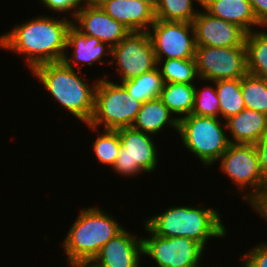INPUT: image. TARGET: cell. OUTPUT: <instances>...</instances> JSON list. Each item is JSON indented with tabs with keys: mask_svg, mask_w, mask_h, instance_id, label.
<instances>
[{
	"mask_svg": "<svg viewBox=\"0 0 267 267\" xmlns=\"http://www.w3.org/2000/svg\"><path fill=\"white\" fill-rule=\"evenodd\" d=\"M58 18L39 15L13 26L0 36V48L24 56L30 71L45 63L62 61L72 19L66 15Z\"/></svg>",
	"mask_w": 267,
	"mask_h": 267,
	"instance_id": "cell-1",
	"label": "cell"
},
{
	"mask_svg": "<svg viewBox=\"0 0 267 267\" xmlns=\"http://www.w3.org/2000/svg\"><path fill=\"white\" fill-rule=\"evenodd\" d=\"M32 75L42 84L43 88L60 103L69 114L86 125L94 112L95 89L98 83L93 79L92 85L85 82L79 71L69 67L63 61L45 63L35 67Z\"/></svg>",
	"mask_w": 267,
	"mask_h": 267,
	"instance_id": "cell-2",
	"label": "cell"
},
{
	"mask_svg": "<svg viewBox=\"0 0 267 267\" xmlns=\"http://www.w3.org/2000/svg\"><path fill=\"white\" fill-rule=\"evenodd\" d=\"M216 208L199 206H172L165 212L145 219L144 224L157 236L173 238L186 237L206 249L210 238H224L226 226Z\"/></svg>",
	"mask_w": 267,
	"mask_h": 267,
	"instance_id": "cell-3",
	"label": "cell"
},
{
	"mask_svg": "<svg viewBox=\"0 0 267 267\" xmlns=\"http://www.w3.org/2000/svg\"><path fill=\"white\" fill-rule=\"evenodd\" d=\"M79 211L66 237L64 236L63 254L66 255L67 262L91 263L100 249L124 227L99 206Z\"/></svg>",
	"mask_w": 267,
	"mask_h": 267,
	"instance_id": "cell-4",
	"label": "cell"
},
{
	"mask_svg": "<svg viewBox=\"0 0 267 267\" xmlns=\"http://www.w3.org/2000/svg\"><path fill=\"white\" fill-rule=\"evenodd\" d=\"M108 76L100 77L95 89L94 112L87 124L93 132L101 125L104 130L132 127L142 105L121 83L107 80Z\"/></svg>",
	"mask_w": 267,
	"mask_h": 267,
	"instance_id": "cell-5",
	"label": "cell"
},
{
	"mask_svg": "<svg viewBox=\"0 0 267 267\" xmlns=\"http://www.w3.org/2000/svg\"><path fill=\"white\" fill-rule=\"evenodd\" d=\"M226 132V124L219 117L190 114L179 120L183 147L197 156L204 167L214 164L227 150L230 142Z\"/></svg>",
	"mask_w": 267,
	"mask_h": 267,
	"instance_id": "cell-6",
	"label": "cell"
},
{
	"mask_svg": "<svg viewBox=\"0 0 267 267\" xmlns=\"http://www.w3.org/2000/svg\"><path fill=\"white\" fill-rule=\"evenodd\" d=\"M220 162V170L226 174L237 189L239 196L249 206L261 195L267 186L264 179L259 159L254 144H229L227 150L217 160ZM248 187V188H247ZM250 190L249 192L244 191ZM241 191V193H240Z\"/></svg>",
	"mask_w": 267,
	"mask_h": 267,
	"instance_id": "cell-7",
	"label": "cell"
},
{
	"mask_svg": "<svg viewBox=\"0 0 267 267\" xmlns=\"http://www.w3.org/2000/svg\"><path fill=\"white\" fill-rule=\"evenodd\" d=\"M117 131L121 140V148L111 170L127 177L155 171L158 165V151L152 139L155 137L133 127H124Z\"/></svg>",
	"mask_w": 267,
	"mask_h": 267,
	"instance_id": "cell-8",
	"label": "cell"
},
{
	"mask_svg": "<svg viewBox=\"0 0 267 267\" xmlns=\"http://www.w3.org/2000/svg\"><path fill=\"white\" fill-rule=\"evenodd\" d=\"M194 58L199 80L238 79L248 73L245 46H196Z\"/></svg>",
	"mask_w": 267,
	"mask_h": 267,
	"instance_id": "cell-9",
	"label": "cell"
},
{
	"mask_svg": "<svg viewBox=\"0 0 267 267\" xmlns=\"http://www.w3.org/2000/svg\"><path fill=\"white\" fill-rule=\"evenodd\" d=\"M149 234L142 237L143 255L149 256L158 267H201L205 248L186 237L166 238L155 235L145 224Z\"/></svg>",
	"mask_w": 267,
	"mask_h": 267,
	"instance_id": "cell-10",
	"label": "cell"
},
{
	"mask_svg": "<svg viewBox=\"0 0 267 267\" xmlns=\"http://www.w3.org/2000/svg\"><path fill=\"white\" fill-rule=\"evenodd\" d=\"M112 61L120 74V81L134 79L157 67V61L148 32H129L111 48Z\"/></svg>",
	"mask_w": 267,
	"mask_h": 267,
	"instance_id": "cell-11",
	"label": "cell"
},
{
	"mask_svg": "<svg viewBox=\"0 0 267 267\" xmlns=\"http://www.w3.org/2000/svg\"><path fill=\"white\" fill-rule=\"evenodd\" d=\"M147 32L157 62L166 59H192L195 57L196 39L192 23L156 19Z\"/></svg>",
	"mask_w": 267,
	"mask_h": 267,
	"instance_id": "cell-12",
	"label": "cell"
},
{
	"mask_svg": "<svg viewBox=\"0 0 267 267\" xmlns=\"http://www.w3.org/2000/svg\"><path fill=\"white\" fill-rule=\"evenodd\" d=\"M196 46H245L247 32L240 26L211 16L205 10L192 21Z\"/></svg>",
	"mask_w": 267,
	"mask_h": 267,
	"instance_id": "cell-13",
	"label": "cell"
},
{
	"mask_svg": "<svg viewBox=\"0 0 267 267\" xmlns=\"http://www.w3.org/2000/svg\"><path fill=\"white\" fill-rule=\"evenodd\" d=\"M72 25L82 34L94 36L110 47L116 46L130 32L112 19L100 5L88 3H83L78 9Z\"/></svg>",
	"mask_w": 267,
	"mask_h": 267,
	"instance_id": "cell-14",
	"label": "cell"
},
{
	"mask_svg": "<svg viewBox=\"0 0 267 267\" xmlns=\"http://www.w3.org/2000/svg\"><path fill=\"white\" fill-rule=\"evenodd\" d=\"M142 237L124 228L110 239L91 262L95 267H141Z\"/></svg>",
	"mask_w": 267,
	"mask_h": 267,
	"instance_id": "cell-15",
	"label": "cell"
},
{
	"mask_svg": "<svg viewBox=\"0 0 267 267\" xmlns=\"http://www.w3.org/2000/svg\"><path fill=\"white\" fill-rule=\"evenodd\" d=\"M73 49L68 57V49ZM111 48L107 43L101 42L94 36L82 34L73 25L68 29L66 51L62 61L69 67L81 71L79 65L93 66L95 63L110 64V61H102L104 56L111 57ZM80 63V64H79Z\"/></svg>",
	"mask_w": 267,
	"mask_h": 267,
	"instance_id": "cell-16",
	"label": "cell"
},
{
	"mask_svg": "<svg viewBox=\"0 0 267 267\" xmlns=\"http://www.w3.org/2000/svg\"><path fill=\"white\" fill-rule=\"evenodd\" d=\"M100 7L130 32H147L156 20L155 11L140 0H106Z\"/></svg>",
	"mask_w": 267,
	"mask_h": 267,
	"instance_id": "cell-17",
	"label": "cell"
},
{
	"mask_svg": "<svg viewBox=\"0 0 267 267\" xmlns=\"http://www.w3.org/2000/svg\"><path fill=\"white\" fill-rule=\"evenodd\" d=\"M225 121L231 144H256L267 131V115L245 108Z\"/></svg>",
	"mask_w": 267,
	"mask_h": 267,
	"instance_id": "cell-18",
	"label": "cell"
},
{
	"mask_svg": "<svg viewBox=\"0 0 267 267\" xmlns=\"http://www.w3.org/2000/svg\"><path fill=\"white\" fill-rule=\"evenodd\" d=\"M211 16L234 23L247 33L263 27L256 19L249 0H202L201 6Z\"/></svg>",
	"mask_w": 267,
	"mask_h": 267,
	"instance_id": "cell-19",
	"label": "cell"
},
{
	"mask_svg": "<svg viewBox=\"0 0 267 267\" xmlns=\"http://www.w3.org/2000/svg\"><path fill=\"white\" fill-rule=\"evenodd\" d=\"M171 115L173 113L159 97L150 99L142 103L132 127L154 136L167 125L178 131L179 120Z\"/></svg>",
	"mask_w": 267,
	"mask_h": 267,
	"instance_id": "cell-20",
	"label": "cell"
},
{
	"mask_svg": "<svg viewBox=\"0 0 267 267\" xmlns=\"http://www.w3.org/2000/svg\"><path fill=\"white\" fill-rule=\"evenodd\" d=\"M194 97L195 84L183 83H164L159 96L178 120L192 113Z\"/></svg>",
	"mask_w": 267,
	"mask_h": 267,
	"instance_id": "cell-21",
	"label": "cell"
},
{
	"mask_svg": "<svg viewBox=\"0 0 267 267\" xmlns=\"http://www.w3.org/2000/svg\"><path fill=\"white\" fill-rule=\"evenodd\" d=\"M248 73L267 79V31H251L245 40Z\"/></svg>",
	"mask_w": 267,
	"mask_h": 267,
	"instance_id": "cell-22",
	"label": "cell"
},
{
	"mask_svg": "<svg viewBox=\"0 0 267 267\" xmlns=\"http://www.w3.org/2000/svg\"><path fill=\"white\" fill-rule=\"evenodd\" d=\"M213 83L219 99L221 119L227 120L246 108L241 93V78L218 80Z\"/></svg>",
	"mask_w": 267,
	"mask_h": 267,
	"instance_id": "cell-23",
	"label": "cell"
},
{
	"mask_svg": "<svg viewBox=\"0 0 267 267\" xmlns=\"http://www.w3.org/2000/svg\"><path fill=\"white\" fill-rule=\"evenodd\" d=\"M121 84L126 88L131 97L144 103L147 100L160 96L164 82L158 67H156L134 79L123 81Z\"/></svg>",
	"mask_w": 267,
	"mask_h": 267,
	"instance_id": "cell-24",
	"label": "cell"
},
{
	"mask_svg": "<svg viewBox=\"0 0 267 267\" xmlns=\"http://www.w3.org/2000/svg\"><path fill=\"white\" fill-rule=\"evenodd\" d=\"M157 67L164 83L195 84L199 80L195 58L159 60Z\"/></svg>",
	"mask_w": 267,
	"mask_h": 267,
	"instance_id": "cell-25",
	"label": "cell"
},
{
	"mask_svg": "<svg viewBox=\"0 0 267 267\" xmlns=\"http://www.w3.org/2000/svg\"><path fill=\"white\" fill-rule=\"evenodd\" d=\"M194 2L202 6V0H159L155 9V18L163 21L192 23L199 12L195 9Z\"/></svg>",
	"mask_w": 267,
	"mask_h": 267,
	"instance_id": "cell-26",
	"label": "cell"
},
{
	"mask_svg": "<svg viewBox=\"0 0 267 267\" xmlns=\"http://www.w3.org/2000/svg\"><path fill=\"white\" fill-rule=\"evenodd\" d=\"M241 93L247 109L267 115V79L247 73L241 78Z\"/></svg>",
	"mask_w": 267,
	"mask_h": 267,
	"instance_id": "cell-27",
	"label": "cell"
},
{
	"mask_svg": "<svg viewBox=\"0 0 267 267\" xmlns=\"http://www.w3.org/2000/svg\"><path fill=\"white\" fill-rule=\"evenodd\" d=\"M100 130L98 137L92 143L94 154L100 164L113 167L118 157L121 140L117 130Z\"/></svg>",
	"mask_w": 267,
	"mask_h": 267,
	"instance_id": "cell-28",
	"label": "cell"
},
{
	"mask_svg": "<svg viewBox=\"0 0 267 267\" xmlns=\"http://www.w3.org/2000/svg\"><path fill=\"white\" fill-rule=\"evenodd\" d=\"M214 85L203 86L202 89H198L195 85V97L192 113L197 116L219 117L220 118V106L219 99Z\"/></svg>",
	"mask_w": 267,
	"mask_h": 267,
	"instance_id": "cell-29",
	"label": "cell"
},
{
	"mask_svg": "<svg viewBox=\"0 0 267 267\" xmlns=\"http://www.w3.org/2000/svg\"><path fill=\"white\" fill-rule=\"evenodd\" d=\"M241 256L242 267H267V242L256 244Z\"/></svg>",
	"mask_w": 267,
	"mask_h": 267,
	"instance_id": "cell-30",
	"label": "cell"
},
{
	"mask_svg": "<svg viewBox=\"0 0 267 267\" xmlns=\"http://www.w3.org/2000/svg\"><path fill=\"white\" fill-rule=\"evenodd\" d=\"M42 5H45L44 7L51 10L54 13H64L69 12L71 14V17L74 19L78 9L81 7V5L84 3V0H38Z\"/></svg>",
	"mask_w": 267,
	"mask_h": 267,
	"instance_id": "cell-31",
	"label": "cell"
},
{
	"mask_svg": "<svg viewBox=\"0 0 267 267\" xmlns=\"http://www.w3.org/2000/svg\"><path fill=\"white\" fill-rule=\"evenodd\" d=\"M259 166L264 179L267 181V131L264 136L255 144Z\"/></svg>",
	"mask_w": 267,
	"mask_h": 267,
	"instance_id": "cell-32",
	"label": "cell"
},
{
	"mask_svg": "<svg viewBox=\"0 0 267 267\" xmlns=\"http://www.w3.org/2000/svg\"><path fill=\"white\" fill-rule=\"evenodd\" d=\"M257 21L267 27V0H249Z\"/></svg>",
	"mask_w": 267,
	"mask_h": 267,
	"instance_id": "cell-33",
	"label": "cell"
},
{
	"mask_svg": "<svg viewBox=\"0 0 267 267\" xmlns=\"http://www.w3.org/2000/svg\"><path fill=\"white\" fill-rule=\"evenodd\" d=\"M262 219L267 221V186L263 189L261 195L250 205Z\"/></svg>",
	"mask_w": 267,
	"mask_h": 267,
	"instance_id": "cell-34",
	"label": "cell"
},
{
	"mask_svg": "<svg viewBox=\"0 0 267 267\" xmlns=\"http://www.w3.org/2000/svg\"><path fill=\"white\" fill-rule=\"evenodd\" d=\"M70 267H95L92 263L88 262H68Z\"/></svg>",
	"mask_w": 267,
	"mask_h": 267,
	"instance_id": "cell-35",
	"label": "cell"
},
{
	"mask_svg": "<svg viewBox=\"0 0 267 267\" xmlns=\"http://www.w3.org/2000/svg\"><path fill=\"white\" fill-rule=\"evenodd\" d=\"M145 4L149 5L154 11L158 5L159 0H140Z\"/></svg>",
	"mask_w": 267,
	"mask_h": 267,
	"instance_id": "cell-36",
	"label": "cell"
},
{
	"mask_svg": "<svg viewBox=\"0 0 267 267\" xmlns=\"http://www.w3.org/2000/svg\"><path fill=\"white\" fill-rule=\"evenodd\" d=\"M106 0H84V3L92 4V5H100Z\"/></svg>",
	"mask_w": 267,
	"mask_h": 267,
	"instance_id": "cell-37",
	"label": "cell"
}]
</instances>
